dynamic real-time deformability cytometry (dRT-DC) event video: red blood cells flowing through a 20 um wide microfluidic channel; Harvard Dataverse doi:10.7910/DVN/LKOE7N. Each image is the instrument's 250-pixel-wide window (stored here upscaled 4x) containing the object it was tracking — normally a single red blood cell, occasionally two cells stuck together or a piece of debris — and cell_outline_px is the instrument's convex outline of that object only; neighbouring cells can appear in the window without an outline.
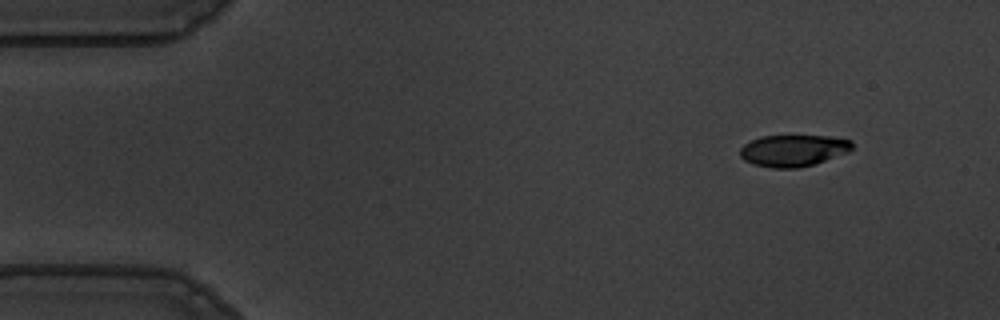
{"species": "common noctule bat (a hibernating species)", "species_latin": "Nyctalus noctula", "temperature_condition": "warm", "stored_images_in_passage": 51, "camera_frame_rate_fps": 3000, "um_per_image_px": 0.085, "animal": {"sex": "male", "body_mass_g": 19.5, "forearm_length_mm": 54.6}, "frame": {"image": 1, "passage_image": 1, "time_ms": 0.0, "image_size_px": [1000, 320], "cell_outline_px": [[852, 148], [848, 152], [812, 164], [796, 168], [772, 168], [752, 164], [744, 160], [740, 156], [740, 148], [744, 144], [760, 136], [828, 136], [852, 140]], "centroid_in_image_um": [67.39, 12.79], "position_along_channel_um": 17.6, "area_um2": 20.52}}
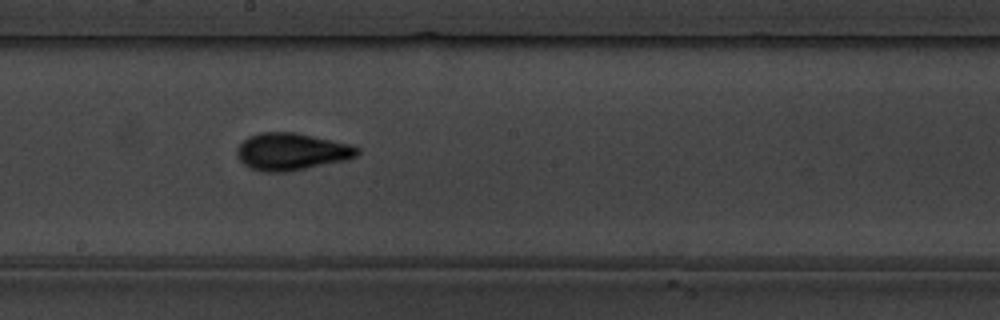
{"frame": {"image": 2, "passage_image": 26, "time_ms": 8.333, "image_size_px": [1000, 320], "cell_outline_px": [[360, 152], [356, 156], [344, 160], [284, 172], [264, 172], [252, 168], [244, 164], [240, 160], [236, 152], [236, 148], [248, 136], [260, 132], [296, 132], [352, 144], [360, 148]], "centroid_in_image_um": [24.78, 12.86], "position_along_channel_um": 223.4, "area_um2": 25.95}}
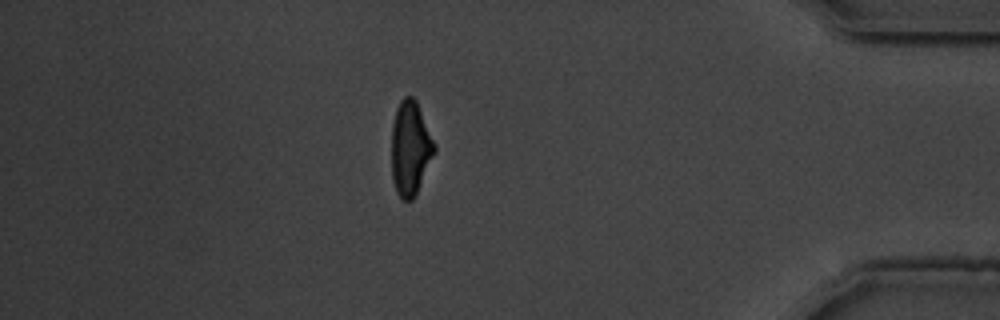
{"frame": {"image": 3, "passage_image": 44, "time_ms": 14.333, "image_size_px": [1000, 320], "cell_outline_px": [[436, 152], [416, 196], [412, 200], [404, 200], [396, 192], [392, 180], [392, 124], [396, 108], [400, 100], [404, 96], [412, 96], [416, 100], [436, 144]], "centroid_in_image_um": [34.89, 12.61], "position_along_channel_um": 400.3, "area_um2": 23.93}, "authors_computed_cell_mechanics": {"area_um2": 23.698, "velocity_mm_per_s": 3.6064, "shape_relaxation_time_tau1_ms": 3.318, "shape_relaxation_time_tau2_ms": 1.4386, "deformation_change_tau1": 0.1509, "deformation_change_tau2": 0.0774}}